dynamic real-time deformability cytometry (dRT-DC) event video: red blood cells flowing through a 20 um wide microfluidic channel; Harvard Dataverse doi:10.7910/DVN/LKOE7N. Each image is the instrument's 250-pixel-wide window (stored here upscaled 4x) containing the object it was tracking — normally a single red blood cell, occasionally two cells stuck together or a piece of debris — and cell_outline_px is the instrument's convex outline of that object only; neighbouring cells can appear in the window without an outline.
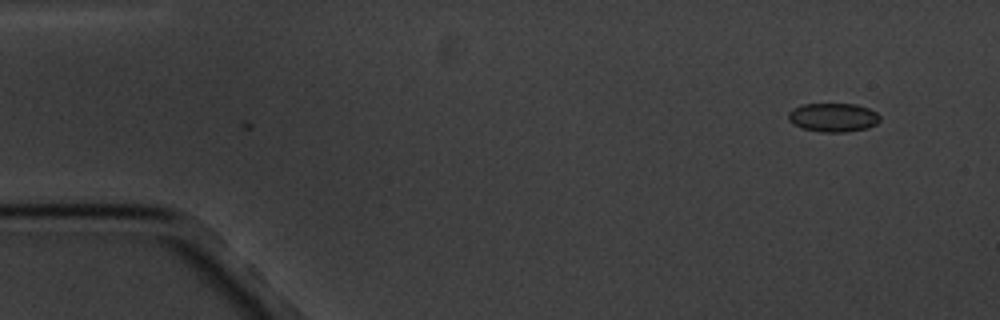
{"species": "common noctule bat (a hibernating species)", "species_latin": "Nyctalus noctula", "temperature_condition": "cold", "stored_images_in_passage": 4, "camera_frame_rate_fps": 3000, "um_per_image_px": 0.085, "animal": {"sex": "male", "body_mass_g": 20.1, "forearm_length_mm": 53.5}, "frame": {"image": 1, "passage_image": 4, "time_ms": 3.667, "image_size_px": [1000, 320], "cell_outline_px": [[880, 120], [876, 124], [868, 128], [848, 132], [820, 132], [804, 128], [792, 124], [788, 120], [788, 112], [792, 108], [804, 104], [856, 104], [868, 108], [876, 112], [880, 116]], "centroid_in_image_um": [70.82, 9.98], "position_along_channel_um": 14.2, "area_um2": 15.49}}